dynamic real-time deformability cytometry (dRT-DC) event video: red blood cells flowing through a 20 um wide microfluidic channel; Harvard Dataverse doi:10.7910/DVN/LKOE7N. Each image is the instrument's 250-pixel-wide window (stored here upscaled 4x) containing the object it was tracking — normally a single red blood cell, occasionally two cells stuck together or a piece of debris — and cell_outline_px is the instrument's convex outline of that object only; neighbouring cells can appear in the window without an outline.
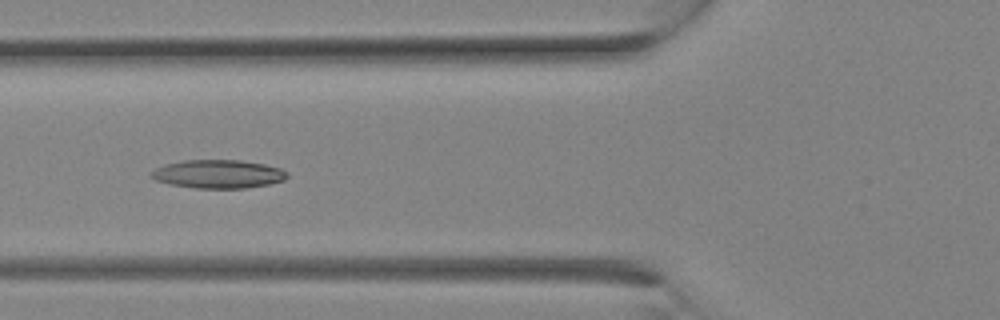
{"species": "Egyptian fruit bat (a non-hibernating species)", "species_latin": "Rousettus aegyptiacus", "temperature_condition": "room temperature", "stored_images_in_passage": 10, "camera_frame_rate_fps": 3000, "um_per_image_px": 0.085, "animal": {"sex": "female"}, "frame": {"image": 1, "passage_image": 7, "time_ms": 2.0, "image_size_px": [1000, 320], "cell_outline_px": [[288, 176], [284, 180], [268, 184], [244, 188], [196, 188], [172, 184], [156, 180], [148, 176], [156, 168], [164, 164], [184, 160], [240, 160], [264, 164], [280, 168], [288, 172]], "centroid_in_image_um": [18.55, 14.78], "position_along_channel_um": 107.3, "area_um2": 22.43}}
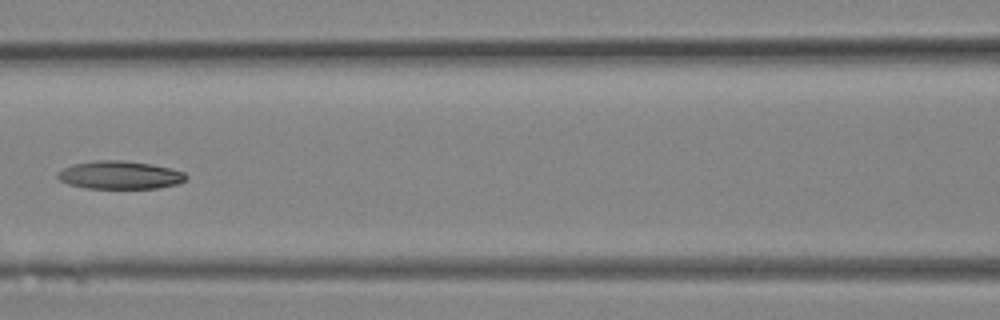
{"frame": {"image": 2, "passage_image": 9, "time_ms": 2.667, "image_size_px": [1000, 320], "cell_outline_px": [[188, 176], [184, 180], [176, 184], [156, 188], [84, 188], [68, 184], [60, 180], [56, 176], [56, 172], [64, 168], [76, 164], [96, 160], [124, 160], [152, 164], [184, 172]], "centroid_in_image_um": [10.16, 14.88], "position_along_channel_um": 156.4, "area_um2": 20.87}}